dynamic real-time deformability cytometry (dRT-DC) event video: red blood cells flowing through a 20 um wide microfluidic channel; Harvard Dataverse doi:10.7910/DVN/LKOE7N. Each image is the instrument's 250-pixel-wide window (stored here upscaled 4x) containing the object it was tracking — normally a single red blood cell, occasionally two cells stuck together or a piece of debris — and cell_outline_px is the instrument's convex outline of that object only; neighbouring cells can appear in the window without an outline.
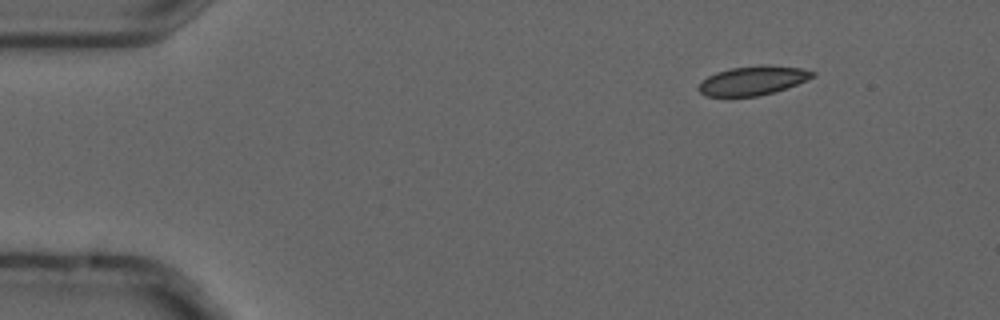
{"species": "common noctule bat (a hibernating species)", "species_latin": "Nyctalus noctula", "temperature_condition": "cold", "stored_images_in_passage": 5, "camera_frame_rate_fps": 3000, "um_per_image_px": 0.085, "animal": {"sex": "male", "forearm_length_mm": 52.5}, "frame": {"image": 1, "passage_image": 1, "time_ms": 0.0, "image_size_px": [1000, 320], "cell_outline_px": [[816, 76], [788, 88], [756, 96], [704, 96], [696, 88], [708, 76], [716, 72], [732, 68], [760, 64], [768, 64], [800, 68], [816, 72]], "centroid_in_image_um": [64.02, 6.83], "position_along_channel_um": 21.0, "area_um2": 19.36}}
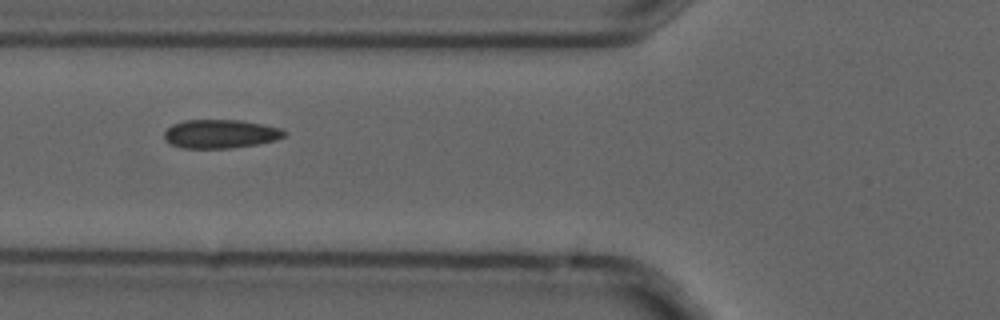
{"frame": {"image": 2, "passage_image": 5, "time_ms": 1.333, "image_size_px": [1000, 320], "cell_outline_px": [[288, 132], [284, 136], [276, 140], [260, 144], [232, 148], [184, 148], [172, 144], [164, 140], [164, 132], [172, 124], [184, 120], [240, 120], [280, 128]], "centroid_in_image_um": [18.74, 11.38], "position_along_channel_um": 107.1, "area_um2": 20.11}}